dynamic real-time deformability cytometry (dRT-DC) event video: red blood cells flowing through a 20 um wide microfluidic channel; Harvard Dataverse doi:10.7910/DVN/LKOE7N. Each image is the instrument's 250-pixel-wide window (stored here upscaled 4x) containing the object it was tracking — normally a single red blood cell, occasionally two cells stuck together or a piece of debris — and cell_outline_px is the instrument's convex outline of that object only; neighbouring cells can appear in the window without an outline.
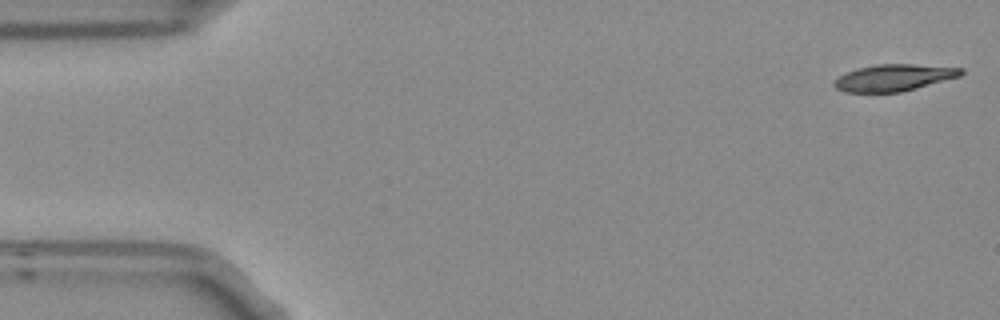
{"species": "Egyptian fruit bat (a non-hibernating species)", "species_latin": "Rousettus aegyptiacus", "temperature_condition": "room temperature", "stored_images_in_passage": 5, "segment_of_instrument_passage": [2, 2], "camera_frame_rate_fps": 3000, "um_per_image_px": 0.085, "frame": {"image": 1, "passage_image": 5, "time_ms": 1.333, "image_size_px": [1000, 320], "cell_outline_px": [[964, 72], [960, 76], [900, 92], [844, 92], [836, 88], [832, 84], [840, 76], [848, 72], [860, 68], [876, 64], [912, 64], [964, 68]], "centroid_in_image_um": [75.99, 6.6], "position_along_channel_um": 9.0, "area_um2": 19.42}}